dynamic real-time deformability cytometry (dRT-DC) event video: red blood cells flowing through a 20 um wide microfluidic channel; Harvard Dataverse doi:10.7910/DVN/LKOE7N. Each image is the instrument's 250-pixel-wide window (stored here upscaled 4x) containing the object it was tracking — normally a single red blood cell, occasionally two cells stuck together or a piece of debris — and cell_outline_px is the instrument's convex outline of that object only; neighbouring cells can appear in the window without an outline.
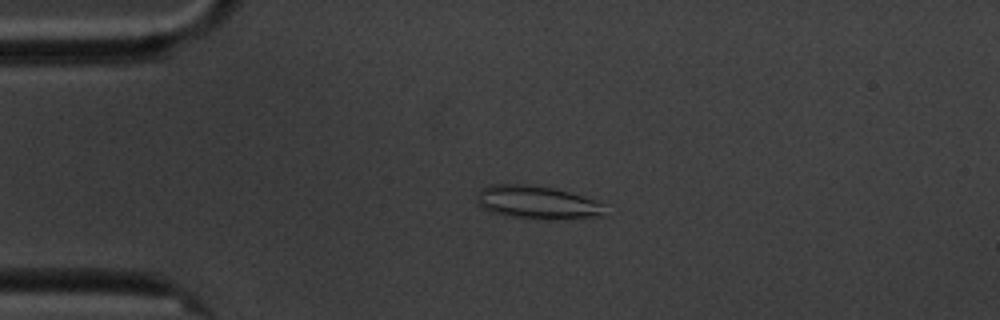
{"species": "common noctule bat (a hibernating species)", "species_latin": "Nyctalus noctula", "temperature_condition": "cold", "stored_images_in_passage": 5, "camera_frame_rate_fps": 3000, "um_per_image_px": 0.085, "animal": {"sex": "male", "body_mass_g": 20.1, "forearm_length_mm": 53.5}, "frame": {"image": 1, "passage_image": 4, "time_ms": 3.667, "image_size_px": [1000, 320], "cell_outline_px": [[608, 216], [512, 216], [496, 212], [484, 208], [476, 204], [476, 192], [480, 188], [492, 184], [528, 184], [556, 188], [596, 200], [604, 204]], "centroid_in_image_um": [45.62, 17.12], "position_along_channel_um": 39.4, "area_um2": 23.76}}